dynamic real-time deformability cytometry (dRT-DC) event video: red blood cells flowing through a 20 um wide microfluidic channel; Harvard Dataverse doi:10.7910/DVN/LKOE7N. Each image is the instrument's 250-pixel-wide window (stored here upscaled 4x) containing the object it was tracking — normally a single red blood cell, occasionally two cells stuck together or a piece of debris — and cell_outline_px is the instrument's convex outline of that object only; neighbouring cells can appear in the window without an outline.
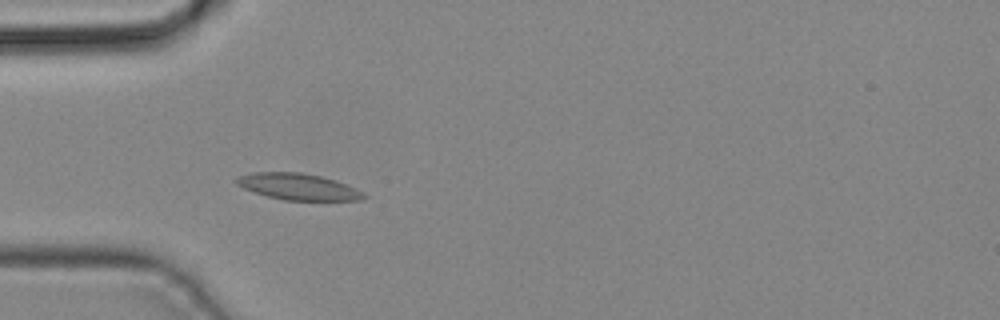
{"species": "common noctule bat (a hibernating species)", "species_latin": "Nyctalus noctula", "temperature_condition": "cold", "stored_images_in_passage": 31, "camera_frame_rate_fps": 3000, "um_per_image_px": 0.085, "animal": {"sex": "male", "body_mass_g": 19.2, "forearm_length_mm": 51.8}, "frame": {"image": 1, "passage_image": 1, "time_ms": 0.0, "image_size_px": [1000, 320], "cell_outline_px": [[368, 196], [360, 200], [284, 200], [268, 196], [244, 188], [236, 184], [232, 180], [240, 176], [252, 172], [300, 172], [320, 176], [336, 180], [356, 188]], "centroid_in_image_um": [25.34, 15.86], "position_along_channel_um": 59.7, "area_um2": 19.48}}
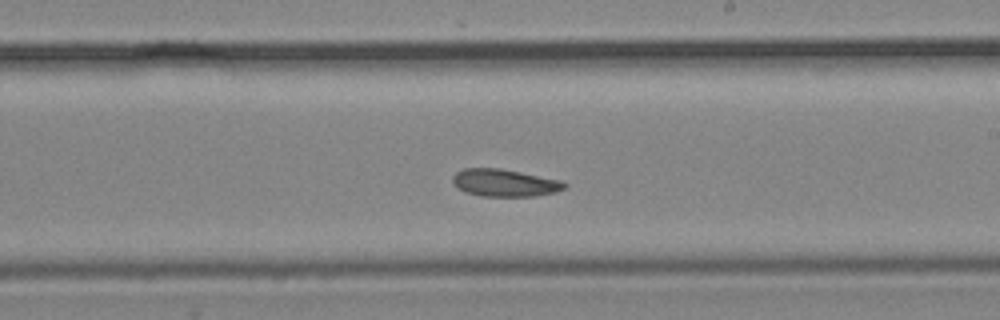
{"frame": {"image": 2, "passage_image": 13, "time_ms": 4.0, "image_size_px": [1000, 320], "cell_outline_px": [[568, 184], [564, 188], [556, 192], [536, 196], [480, 196], [464, 192], [452, 184], [452, 176], [456, 172], [464, 168], [500, 168], [560, 180]], "centroid_in_image_um": [42.85, 15.54], "position_along_channel_um": 246.1, "area_um2": 17.92}}
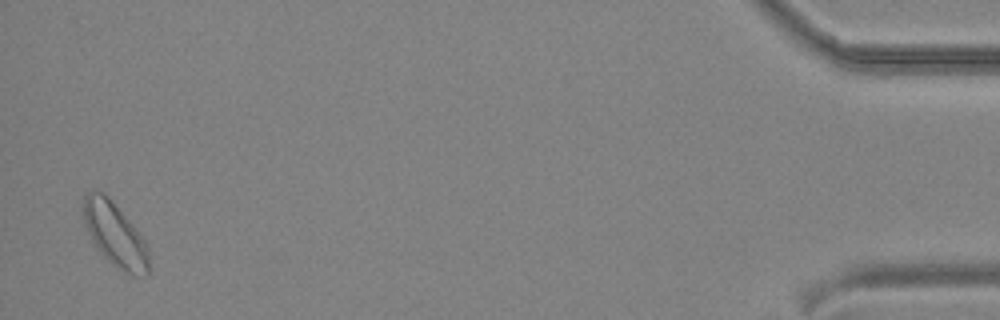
{"frame": {"image": 3, "passage_image": 30, "time_ms": 9.667, "image_size_px": [1000, 320], "cell_outline_px": [[152, 272], [148, 276], [128, 276], [116, 268], [96, 248], [88, 232], [84, 220], [84, 196], [92, 188], [104, 192], [112, 200], [140, 232], [148, 244]], "centroid_in_image_um": [9.86, 20.0], "position_along_channel_um": 425.3, "area_um2": 25.26}}